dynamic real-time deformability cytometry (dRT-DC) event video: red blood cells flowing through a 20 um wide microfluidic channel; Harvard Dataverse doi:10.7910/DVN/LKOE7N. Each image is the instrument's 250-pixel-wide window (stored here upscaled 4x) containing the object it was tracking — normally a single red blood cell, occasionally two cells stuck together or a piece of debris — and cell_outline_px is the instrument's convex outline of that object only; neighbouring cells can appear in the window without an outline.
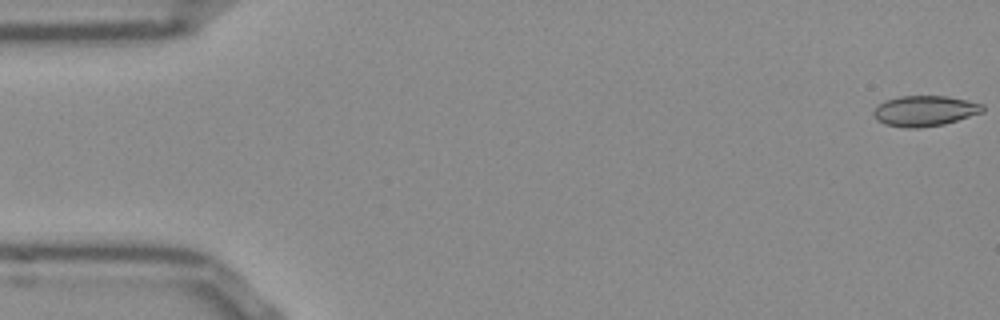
{"species": "Egyptian fruit bat (a non-hibernating species)", "species_latin": "Rousettus aegyptiacus", "temperature_condition": "room temperature", "stored_images_in_passage": 53, "camera_frame_rate_fps": 3000, "um_per_image_px": 0.085, "frame": {"image": 1, "passage_image": 1, "time_ms": 0.0, "image_size_px": [1000, 320], "cell_outline_px": [[984, 112], [944, 124], [920, 128], [908, 128], [884, 124], [876, 120], [872, 112], [884, 100], [900, 96], [948, 96], [968, 100], [984, 104]], "centroid_in_image_um": [78.62, 9.42], "position_along_channel_um": 6.4, "area_um2": 19.54}}
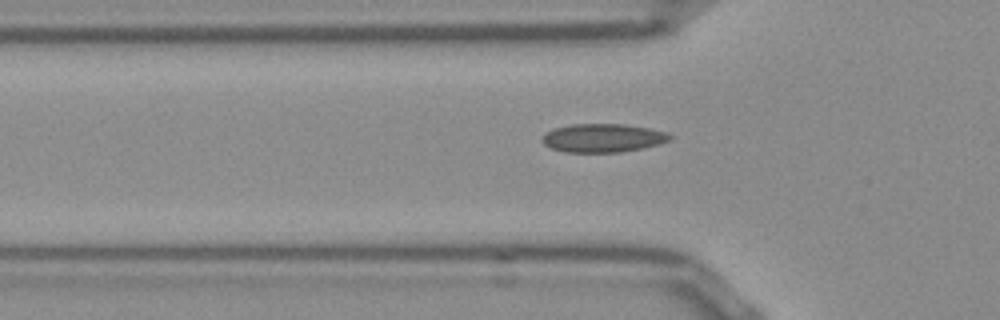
{"frame": {"image": 2, "passage_image": 17, "time_ms": 5.333, "image_size_px": [1000, 320], "cell_outline_px": [[672, 136], [668, 140], [656, 144], [640, 148], [620, 152], [564, 152], [552, 148], [544, 144], [540, 140], [544, 132], [552, 128], [572, 124], [624, 124], [648, 128], [664, 132]], "centroid_in_image_um": [51.14, 11.72], "position_along_channel_um": 74.7, "area_um2": 21.04}}
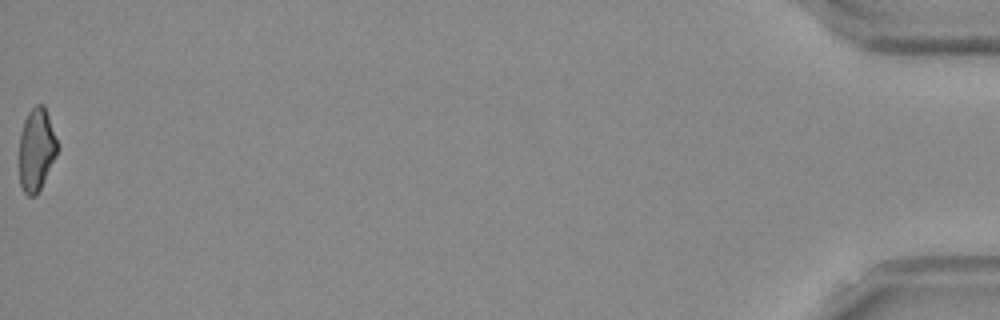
{"frame": {"image": 3, "passage_image": 53, "time_ms": 17.333, "image_size_px": [1000, 320], "cell_outline_px": [[56, 156], [36, 196], [28, 196], [24, 192], [20, 184], [20, 132], [24, 120], [28, 112], [36, 104], [44, 104], [56, 140]], "centroid_in_image_um": [3.07, 12.71], "position_along_channel_um": 432.1, "area_um2": 17.98}, "authors_computed_cell_mechanics": {"area_um2": 19.4208, "velocity_mm_per_s": 3.86, "shape_relaxation_time_tau1_ms": null, "shape_relaxation_time_tau2_ms": 1.8587, "deformation_change_tau1": null, "deformation_change_tau2": 0.0779}}